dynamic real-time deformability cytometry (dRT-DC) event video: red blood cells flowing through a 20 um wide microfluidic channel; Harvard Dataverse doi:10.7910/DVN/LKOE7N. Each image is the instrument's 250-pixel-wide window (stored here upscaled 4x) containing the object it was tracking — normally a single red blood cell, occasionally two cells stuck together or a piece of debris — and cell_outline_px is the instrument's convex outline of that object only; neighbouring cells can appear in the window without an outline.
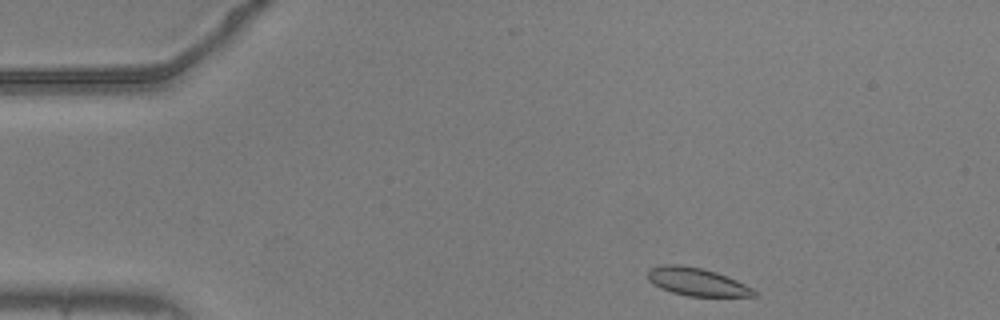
{"species": "common noctule bat (a hibernating species)", "species_latin": "Nyctalus noctula", "temperature_condition": "warm", "stored_images_in_passage": 48, "camera_frame_rate_fps": 3000, "um_per_image_px": 0.085, "animal": {"sex": "male", "body_mass_g": 20.5, "forearm_length_mm": 52.5}, "frame": {"image": 1, "passage_image": 1, "time_ms": 0.0, "image_size_px": [1000, 320], "cell_outline_px": [[756, 296], [688, 296], [672, 292], [660, 288], [652, 284], [648, 280], [648, 268], [664, 264], [676, 264], [700, 268], [716, 272], [736, 280], [752, 288], [756, 292]], "centroid_in_image_um": [59.18, 23.95], "position_along_channel_um": 25.8, "area_um2": 17.17}}
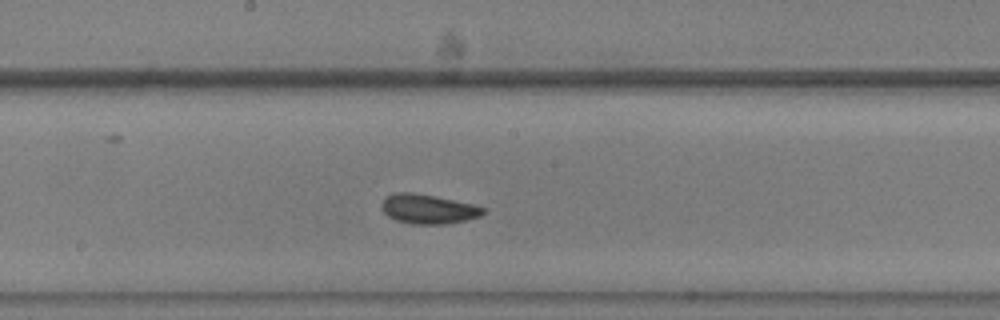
{"frame": {"image": 2, "passage_image": 22, "time_ms": 7.0, "image_size_px": [1000, 320], "cell_outline_px": [[484, 212], [480, 216], [464, 220], [444, 224], [412, 224], [396, 220], [388, 216], [384, 212], [380, 204], [388, 196], [396, 192], [416, 192], [436, 196], [472, 204], [484, 208]], "centroid_in_image_um": [36.36, 17.76], "position_along_channel_um": 211.8, "area_um2": 17.28}}
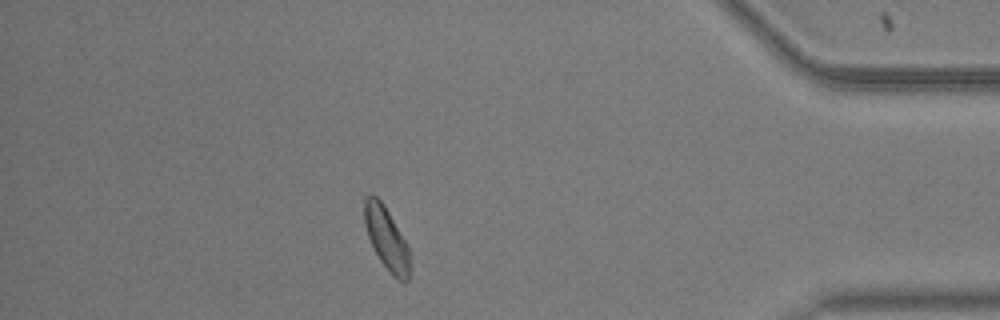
{"frame": {"image": 3, "passage_image": 41, "time_ms": 13.333, "image_size_px": [1000, 320], "cell_outline_px": [[408, 280], [404, 284], [392, 276], [380, 260], [368, 236], [364, 224], [364, 200], [372, 192], [380, 200], [388, 212], [408, 244]], "centroid_in_image_um": [32.84, 20.26], "position_along_channel_um": 402.4, "area_um2": 16.3}, "authors_computed_cell_mechanics": {"area_um2": 17.1088, "velocity_mm_per_s": 3.6563, "shape_relaxation_time_tau1_ms": 2.9913, "shape_relaxation_time_tau2_ms": 2.373, "deformation_change_tau1": 0.1024, "deformation_change_tau2": 0.0589}}